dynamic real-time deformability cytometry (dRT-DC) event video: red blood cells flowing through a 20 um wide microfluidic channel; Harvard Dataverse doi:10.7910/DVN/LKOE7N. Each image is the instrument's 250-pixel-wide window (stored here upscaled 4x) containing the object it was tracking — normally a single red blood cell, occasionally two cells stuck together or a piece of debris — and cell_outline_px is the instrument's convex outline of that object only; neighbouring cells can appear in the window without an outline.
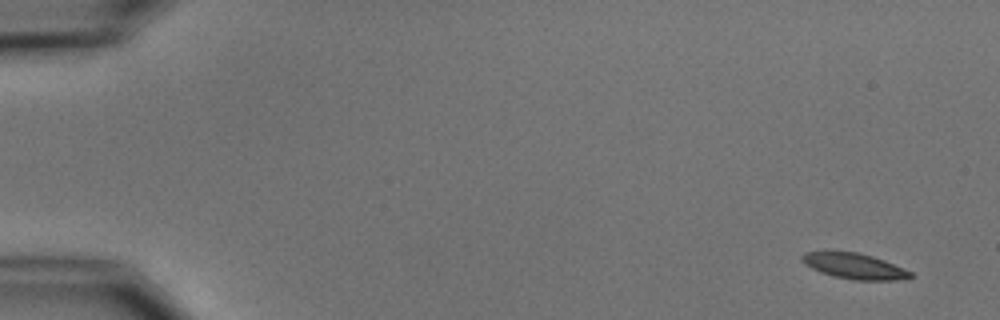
{"species": "common noctule bat (a hibernating species)", "species_latin": "Nyctalus noctula", "temperature_condition": "cold", "stored_images_in_passage": 4, "camera_frame_rate_fps": 3000, "um_per_image_px": 0.085, "animal": {"sex": "male", "body_mass_g": 15.6}, "frame": {"image": 1, "passage_image": 1, "time_ms": 0.0, "image_size_px": [1000, 320], "cell_outline_px": [[912, 276], [896, 280], [852, 280], [832, 276], [820, 272], [804, 264], [800, 260], [800, 256], [804, 252], [856, 252], [872, 256], [884, 260], [904, 268], [912, 272]], "centroid_in_image_um": [72.58, 22.62], "position_along_channel_um": 12.4, "area_um2": 16.13}}
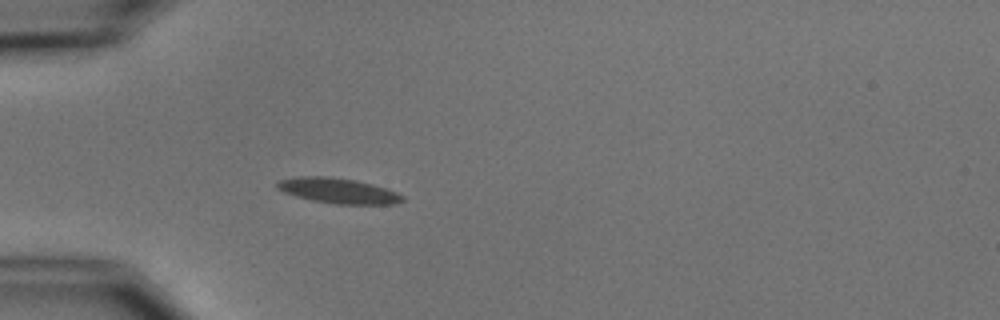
{"frame": {"image": 2, "passage_image": 4, "time_ms": 4.667, "image_size_px": [1000, 320], "cell_outline_px": [[404, 200], [396, 204], [336, 204], [312, 200], [296, 196], [284, 192], [276, 188], [276, 180], [296, 176], [328, 176], [356, 180], [372, 184], [396, 192], [404, 196]], "centroid_in_image_um": [28.71, 16.2], "position_along_channel_um": 56.3, "area_um2": 18.55}}